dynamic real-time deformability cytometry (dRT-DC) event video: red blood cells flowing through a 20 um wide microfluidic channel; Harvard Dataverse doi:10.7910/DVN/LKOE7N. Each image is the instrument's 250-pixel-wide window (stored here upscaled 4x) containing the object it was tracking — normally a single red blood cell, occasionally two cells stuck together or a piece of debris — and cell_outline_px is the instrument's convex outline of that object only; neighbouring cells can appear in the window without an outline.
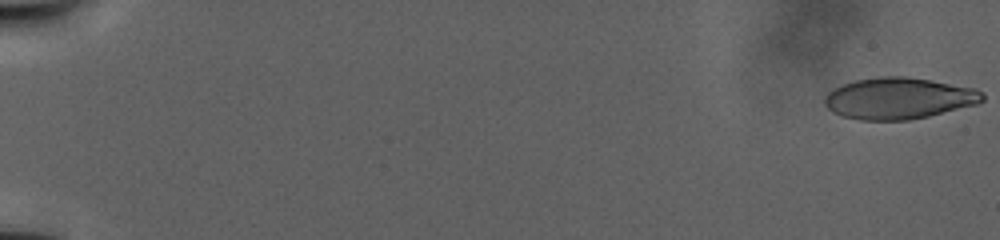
{"species": "human", "species_latin": "Homo sapiens", "temperature_condition": "warm", "stored_images_in_passage": 36, "camera_frame_rate_fps": 3000, "um_per_image_px": 0.085, "donor": {"sex": "male"}, "frame": {"image": 1, "passage_image": 1, "time_ms": 0.0, "image_size_px": [1000, 240], "cell_outline_px": [[984, 100], [976, 104], [928, 116], [908, 120], [860, 120], [844, 116], [832, 112], [824, 104], [824, 96], [832, 88], [856, 80], [880, 76], [904, 76], [976, 88], [984, 96]], "centroid_in_image_um": [76.35, 8.36], "position_along_channel_um": 8.6, "area_um2": 37.92}}